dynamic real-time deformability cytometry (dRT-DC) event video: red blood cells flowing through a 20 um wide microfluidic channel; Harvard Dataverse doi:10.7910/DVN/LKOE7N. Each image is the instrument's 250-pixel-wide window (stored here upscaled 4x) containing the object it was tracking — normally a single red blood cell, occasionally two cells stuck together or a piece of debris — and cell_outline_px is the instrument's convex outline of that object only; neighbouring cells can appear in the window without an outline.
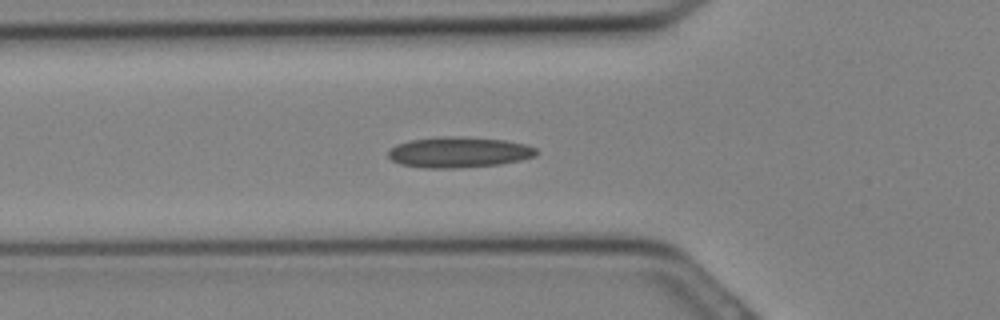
{"species": "Egyptian fruit bat (a non-hibernating species)", "species_latin": "Rousettus aegyptiacus", "temperature_condition": "cold", "stored_images_in_passage": 13, "camera_frame_rate_fps": 3000, "um_per_image_px": 0.085, "animal": {"sex": "female"}, "frame": {"image": 1, "passage_image": 3, "time_ms": 0.667, "image_size_px": [1000, 320], "cell_outline_px": [[540, 152], [536, 156], [520, 160], [500, 164], [452, 168], [424, 168], [400, 164], [392, 160], [388, 156], [388, 152], [396, 144], [412, 140], [436, 136], [460, 136], [504, 140], [524, 144], [536, 148]], "centroid_in_image_um": [39.01, 12.93], "position_along_channel_um": 86.8, "area_um2": 26.53}}
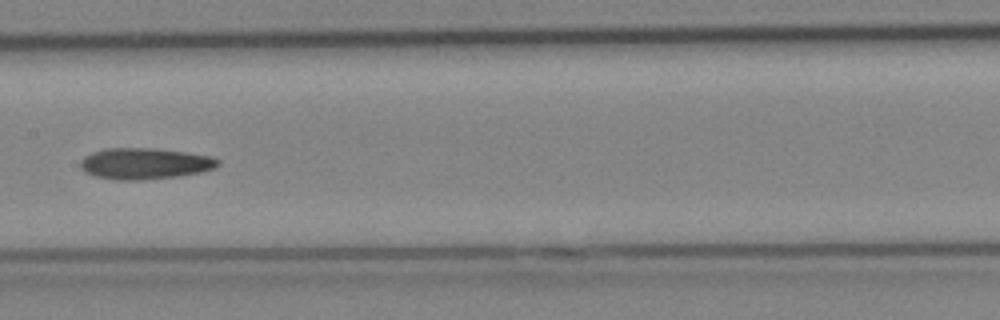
{"frame": {"image": 2, "passage_image": 8, "time_ms": 2.333, "image_size_px": [1000, 320], "cell_outline_px": [[220, 164], [216, 168], [200, 172], [176, 176], [140, 180], [116, 180], [96, 176], [84, 172], [80, 168], [80, 160], [84, 156], [92, 152], [104, 148], [156, 148], [188, 152], [212, 156], [220, 160]], "centroid_in_image_um": [12.31, 13.89], "position_along_channel_um": 195.1, "area_um2": 25.26}}
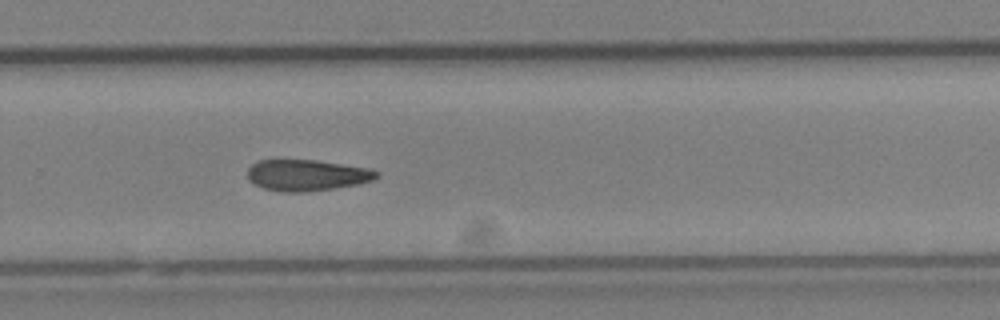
{"frame": {"image": 3, "passage_image": 13, "time_ms": 4.0, "image_size_px": [1000, 320], "cell_outline_px": [[380, 176], [372, 180], [356, 184], [332, 188], [304, 192], [284, 192], [264, 188], [248, 180], [248, 168], [252, 164], [260, 160], [316, 160], [368, 168], [380, 172]], "centroid_in_image_um": [26.08, 14.88], "position_along_channel_um": 303.7, "area_um2": 23.24}}